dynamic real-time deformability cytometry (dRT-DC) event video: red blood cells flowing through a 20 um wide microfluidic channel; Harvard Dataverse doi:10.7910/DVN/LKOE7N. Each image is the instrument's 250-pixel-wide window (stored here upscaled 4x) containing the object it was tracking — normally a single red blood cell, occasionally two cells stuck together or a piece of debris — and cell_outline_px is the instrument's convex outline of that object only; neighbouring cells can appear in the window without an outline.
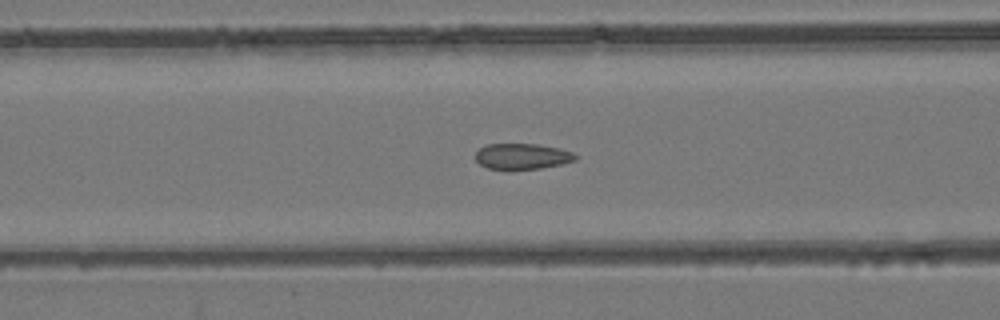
{"species": "common noctule bat (a hibernating species)", "species_latin": "Nyctalus noctula", "temperature_condition": "room temperature", "stored_images_in_passage": 47, "camera_frame_rate_fps": 3000, "um_per_image_px": 0.085, "animal": {"sex": "female", "body_mass_g": 24.6, "forearm_length_mm": 56.2}, "frame": {"image": 1, "passage_image": 22, "time_ms": 7.0, "image_size_px": [1000, 320], "cell_outline_px": [[576, 160], [560, 164], [540, 168], [488, 168], [480, 164], [476, 160], [476, 152], [480, 148], [488, 144], [536, 144], [560, 148], [572, 152], [576, 156]], "centroid_in_image_um": [44.39, 13.27], "position_along_channel_um": 122.2, "area_um2": 14.62}}
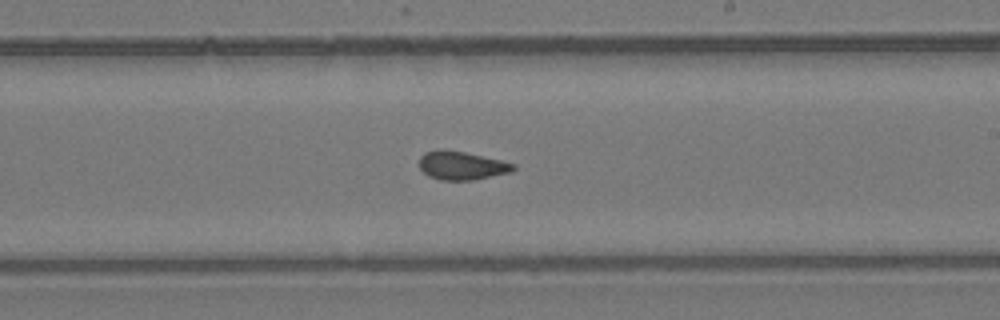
{"frame": {"image": 2, "passage_image": 32, "time_ms": 10.333, "image_size_px": [1000, 320], "cell_outline_px": [[516, 168], [512, 172], [472, 180], [440, 180], [428, 176], [420, 168], [420, 156], [424, 152], [464, 152], [500, 160], [516, 164]], "centroid_in_image_um": [39.29, 14.11], "position_along_channel_um": 249.7, "area_um2": 15.09}}
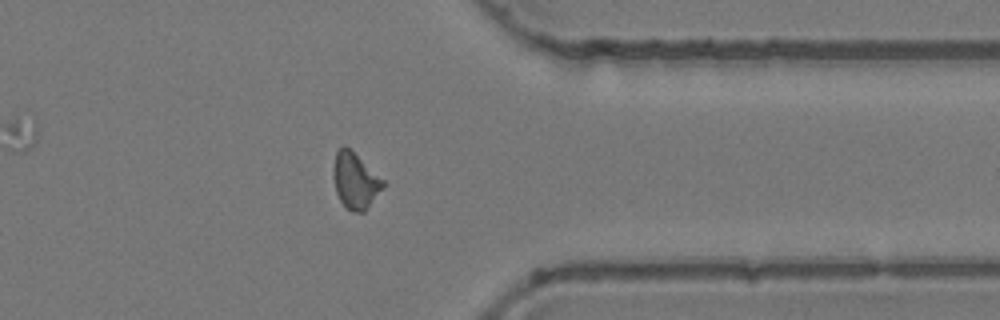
{"frame": {"image": 3, "passage_image": 43, "time_ms": 14.0, "image_size_px": [1000, 320], "cell_outline_px": [[384, 184], [368, 208], [364, 212], [352, 212], [340, 200], [336, 192], [332, 176], [332, 168], [336, 152], [344, 144], [384, 180]], "centroid_in_image_um": [30.16, 15.36], "position_along_channel_um": 381.2, "area_um2": 15.95}, "authors_computed_cell_mechanics": {"area_um2": 15.9528, "velocity_mm_per_s": 3.8311, "shape_relaxation_time_tau1_ms": null, "shape_relaxation_time_tau2_ms": 1.1761, "deformation_change_tau1": null, "deformation_change_tau2": 0.0783}}